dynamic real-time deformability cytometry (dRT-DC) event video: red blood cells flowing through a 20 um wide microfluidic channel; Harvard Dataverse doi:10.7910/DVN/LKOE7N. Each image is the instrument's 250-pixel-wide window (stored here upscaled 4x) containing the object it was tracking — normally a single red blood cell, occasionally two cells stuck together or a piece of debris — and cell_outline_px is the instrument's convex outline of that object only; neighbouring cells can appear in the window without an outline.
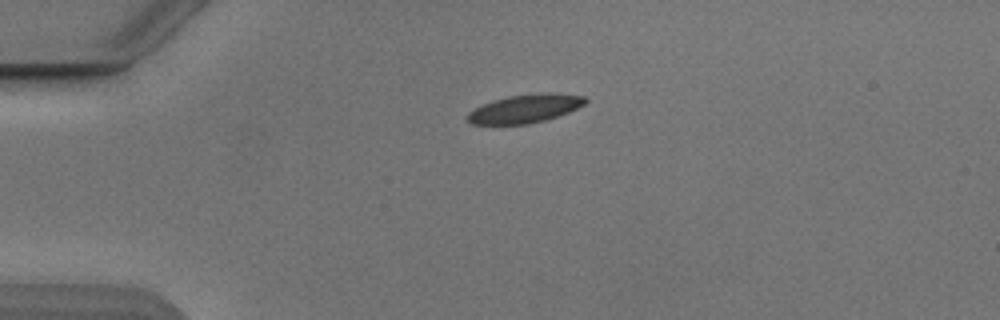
{"species": "Egyptian fruit bat (a non-hibernating species)", "species_latin": "Rousettus aegyptiacus", "temperature_condition": "cold", "stored_images_in_passage": 41, "camera_frame_rate_fps": 3000, "um_per_image_px": 0.085, "animal": {"sex": "male"}, "frame": {"image": 1, "passage_image": 1, "time_ms": 0.0, "image_size_px": [1000, 320], "cell_outline_px": [[588, 100], [584, 104], [568, 112], [548, 120], [528, 124], [472, 124], [464, 116], [468, 112], [480, 104], [492, 100], [508, 96], [544, 92], [552, 92], [584, 96]], "centroid_in_image_um": [44.6, 9.23], "position_along_channel_um": 40.4, "area_um2": 19.77}}
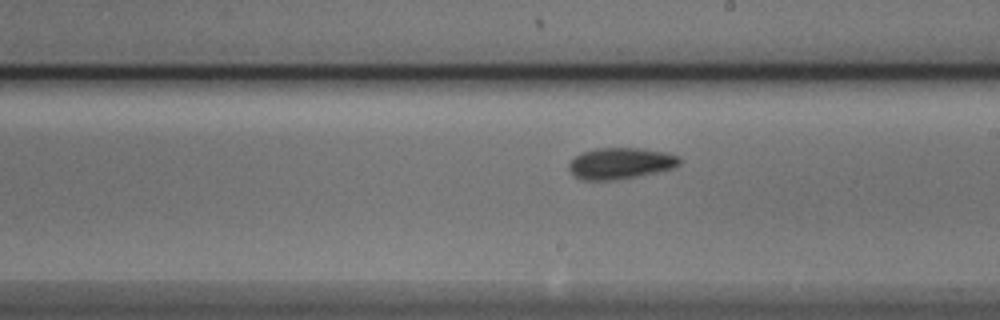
{"frame": {"image": 2, "passage_image": 19, "time_ms": 6.0, "image_size_px": [1000, 320], "cell_outline_px": [[680, 164], [672, 168], [656, 172], [636, 176], [612, 180], [580, 180], [568, 168], [568, 164], [580, 152], [596, 148], [640, 148], [668, 152], [680, 156]], "centroid_in_image_um": [52.74, 13.87], "position_along_channel_um": 236.3, "area_um2": 20.17}}
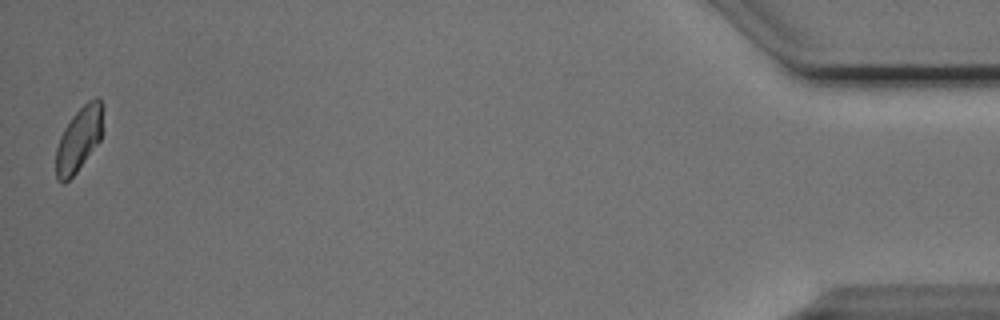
{"frame": {"image": 3, "passage_image": 41, "time_ms": 13.333, "image_size_px": [1000, 320], "cell_outline_px": [[104, 108], [100, 140], [76, 172], [64, 184], [56, 180], [56, 148], [60, 136], [64, 128], [72, 116], [88, 100], [96, 96], [100, 96], [104, 104]], "centroid_in_image_um": [6.72, 11.78], "position_along_channel_um": 428.5, "area_um2": 17.8}, "authors_computed_cell_mechanics": {"area_um2": 19.3052, "velocity_mm_per_s": 3.8493, "shape_relaxation_time_tau1_ms": 3.6525, "shape_relaxation_time_tau2_ms": 2.74, "deformation_change_tau1": 0.1165, "deformation_change_tau2": 0.0764}}